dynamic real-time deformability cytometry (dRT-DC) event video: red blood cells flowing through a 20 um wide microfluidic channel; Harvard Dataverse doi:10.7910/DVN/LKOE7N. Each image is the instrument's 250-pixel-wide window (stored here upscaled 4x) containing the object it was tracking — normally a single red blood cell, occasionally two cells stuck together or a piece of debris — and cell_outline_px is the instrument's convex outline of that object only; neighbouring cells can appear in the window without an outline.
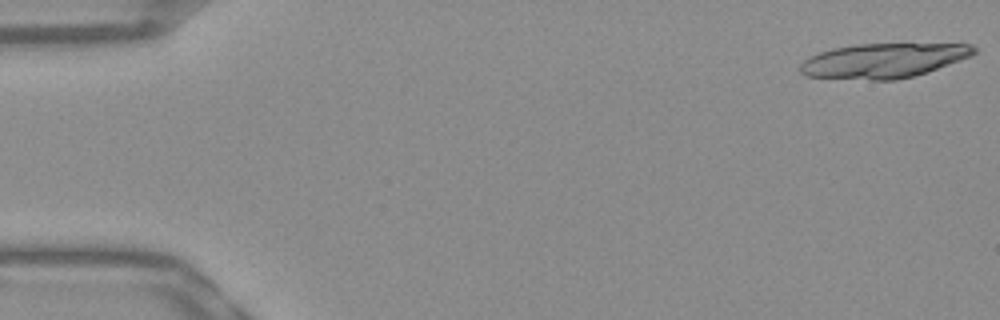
{"species": "Egyptian fruit bat (a non-hibernating species)", "species_latin": "Rousettus aegyptiacus", "temperature_condition": "warm", "stored_images_in_passage": 18, "camera_frame_rate_fps": 3000, "um_per_image_px": 0.085, "frame": {"image": 1, "passage_image": 1, "time_ms": 0.0, "image_size_px": [1000, 320], "cell_outline_px": [[976, 52], [972, 56], [928, 72], [896, 80], [872, 80], [808, 76], [800, 72], [800, 64], [808, 56], [832, 48], [856, 44], [972, 44], [976, 48]], "centroid_in_image_um": [75.1, 5.15], "position_along_channel_um": 9.9, "area_um2": 35.03}}